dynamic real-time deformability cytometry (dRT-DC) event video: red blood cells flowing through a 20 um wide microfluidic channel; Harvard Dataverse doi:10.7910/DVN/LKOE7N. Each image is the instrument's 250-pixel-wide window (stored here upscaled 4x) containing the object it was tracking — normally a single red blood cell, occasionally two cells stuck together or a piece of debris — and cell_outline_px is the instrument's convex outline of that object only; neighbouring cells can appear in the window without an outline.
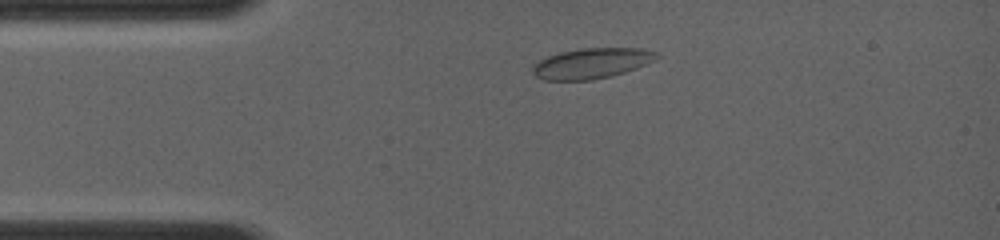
{"species": "common noctule bat (a hibernating species)", "species_latin": "Nyctalus noctula", "temperature_condition": "room temperature", "stored_images_in_passage": 20, "camera_frame_rate_fps": 4000, "um_per_image_px": 0.085, "animal": {"sex": "female", "body_mass_g": 19.0, "forearm_length_mm": 56.7}, "frame": {"image": 1, "passage_image": 2, "time_ms": 0.25, "image_size_px": [1000, 240], "cell_outline_px": [[660, 56], [656, 60], [636, 68], [624, 72], [592, 80], [544, 80], [536, 76], [532, 72], [532, 68], [540, 60], [548, 56], [560, 52], [580, 48], [640, 48], [660, 52]], "centroid_in_image_um": [50.33, 5.37], "position_along_channel_um": 34.7, "area_um2": 21.96}}
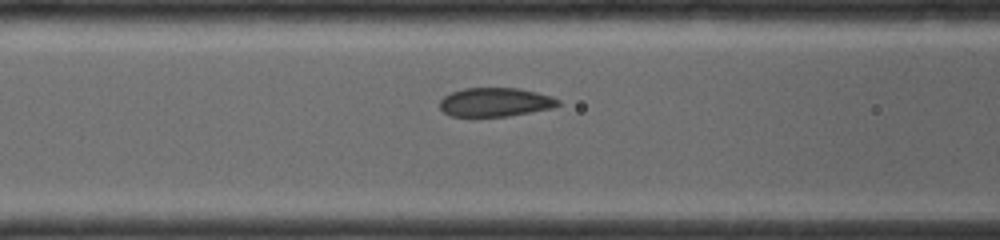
{"frame": {"image": 2, "passage_image": 13, "time_ms": 3.0, "image_size_px": [1000, 240], "cell_outline_px": [[560, 104], [552, 108], [508, 116], [452, 116], [444, 112], [440, 108], [440, 100], [444, 96], [452, 92], [464, 88], [520, 88], [552, 96], [560, 100]], "centroid_in_image_um": [42.11, 8.68], "position_along_channel_um": 124.5, "area_um2": 19.83}}
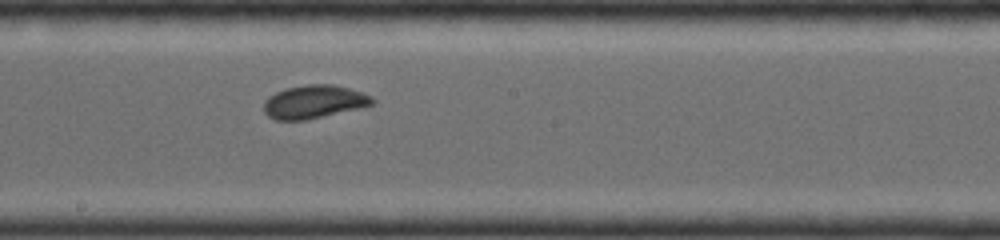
{"frame": {"image": 3, "passage_image": 20, "time_ms": 5.25, "image_size_px": [1000, 240], "cell_outline_px": [[376, 100], [372, 104], [308, 120], [276, 120], [268, 116], [264, 112], [264, 100], [268, 96], [276, 92], [288, 88], [308, 84], [332, 84], [348, 88], [372, 96]], "centroid_in_image_um": [26.65, 8.65], "position_along_channel_um": 221.5, "area_um2": 20.81}}